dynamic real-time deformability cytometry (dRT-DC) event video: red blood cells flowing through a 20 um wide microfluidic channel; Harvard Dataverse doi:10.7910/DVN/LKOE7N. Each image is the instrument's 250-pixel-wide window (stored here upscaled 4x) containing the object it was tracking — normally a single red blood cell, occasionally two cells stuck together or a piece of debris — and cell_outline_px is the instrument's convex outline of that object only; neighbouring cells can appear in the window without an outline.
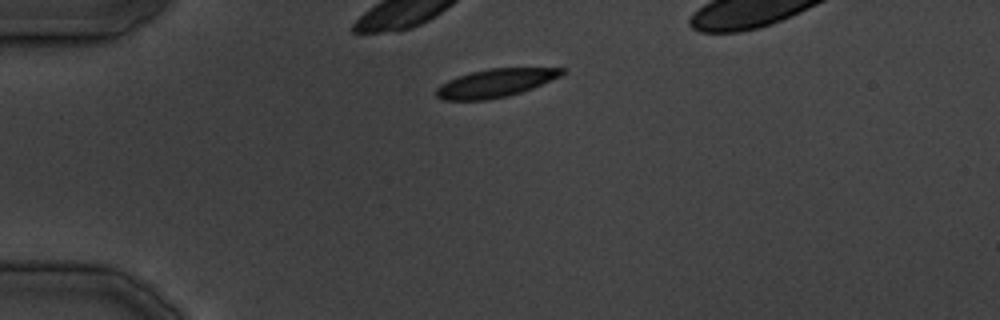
{"species": "common noctule bat (a hibernating species)", "species_latin": "Nyctalus noctula", "temperature_condition": "cold", "stored_images_in_passage": 6, "camera_frame_rate_fps": 3000, "um_per_image_px": 0.085, "animal": {"sex": "male", "body_mass_g": 19.5, "forearm_length_mm": 54.6}, "frame": {"image": 1, "passage_image": 1, "time_ms": 0.0, "image_size_px": [1000, 320], "cell_outline_px": [[564, 72], [560, 76], [532, 88], [508, 96], [488, 100], [440, 100], [436, 96], [436, 88], [440, 84], [448, 80], [472, 72], [488, 68], [564, 68]], "centroid_in_image_um": [42.06, 7.07], "position_along_channel_um": 42.9, "area_um2": 20.52}}